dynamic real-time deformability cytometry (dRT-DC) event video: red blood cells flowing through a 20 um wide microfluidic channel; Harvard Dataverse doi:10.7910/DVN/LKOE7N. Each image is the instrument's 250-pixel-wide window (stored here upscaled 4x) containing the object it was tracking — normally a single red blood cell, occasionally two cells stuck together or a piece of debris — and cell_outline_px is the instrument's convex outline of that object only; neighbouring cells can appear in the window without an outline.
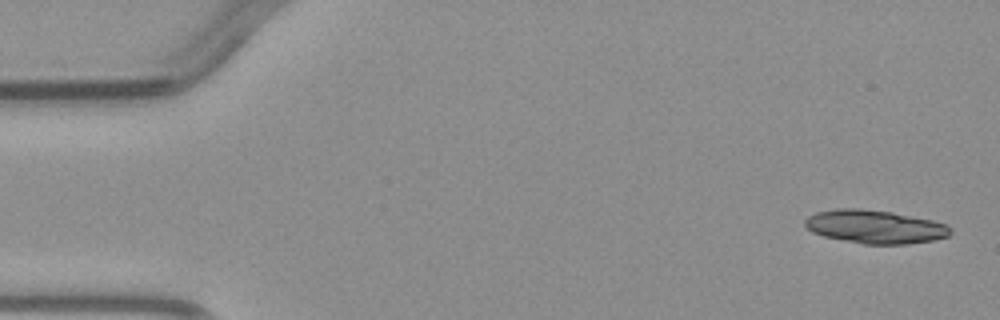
{"species": "common noctule bat (a hibernating species)", "species_latin": "Nyctalus noctula", "temperature_condition": "warm", "stored_images_in_passage": 4, "camera_frame_rate_fps": 3000, "um_per_image_px": 0.085, "animal": {"sex": "male", "body_mass_g": 23.1, "forearm_length_mm": 52.7}, "frame": {"image": 1, "passage_image": 1, "time_ms": 0.0, "image_size_px": [1000, 320], "cell_outline_px": [[952, 232], [948, 236], [932, 240], [904, 244], [864, 244], [824, 236], [812, 232], [804, 224], [804, 220], [808, 216], [816, 212], [836, 208], [860, 208], [892, 212], [932, 220], [948, 224]], "centroid_in_image_um": [74.36, 19.26], "position_along_channel_um": 10.6, "area_um2": 28.26}}
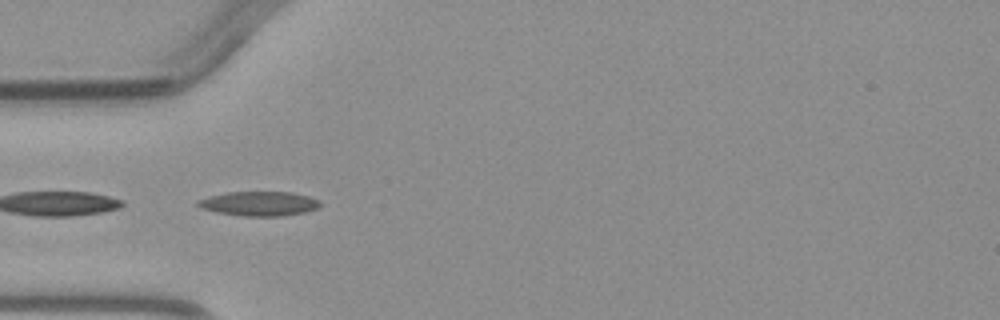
{"frame": {"image": 2, "passage_image": 4, "time_ms": 4.333, "image_size_px": [1000, 320], "cell_outline_px": [[320, 208], [304, 212], [284, 216], [244, 216], [216, 212], [200, 208], [196, 204], [200, 200], [212, 196], [228, 192], [292, 192], [308, 196], [320, 200]], "centroid_in_image_um": [22.08, 17.31], "position_along_channel_um": 62.9, "area_um2": 17.34}}